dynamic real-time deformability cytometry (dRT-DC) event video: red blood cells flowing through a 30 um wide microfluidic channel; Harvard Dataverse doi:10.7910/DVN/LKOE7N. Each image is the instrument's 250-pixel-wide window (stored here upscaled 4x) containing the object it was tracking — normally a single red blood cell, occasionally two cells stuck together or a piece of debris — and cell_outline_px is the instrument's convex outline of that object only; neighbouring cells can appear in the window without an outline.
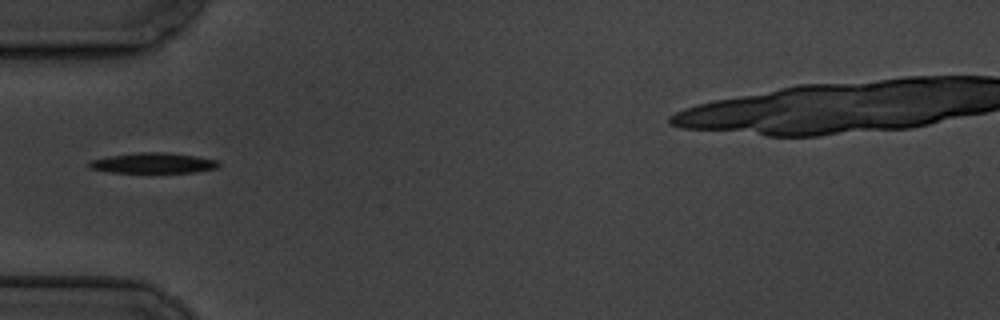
{"species": "common noctule bat (a hibernating species)", "species_latin": "Nyctalus noctula", "temperature_condition": "cold", "stored_images_in_passage": 11, "camera_frame_rate_fps": 3000, "um_per_image_px": 0.085, "animal": {"sex": "male", "body_mass_g": 19.5, "forearm_length_mm": 54.6}, "frame": {"image": 1, "passage_image": 1, "time_ms": 0.0, "image_size_px": [1000, 320], "cell_outline_px": [[220, 164], [216, 168], [196, 172], [108, 172], [88, 168], [88, 164], [92, 160], [108, 156], [140, 152], [160, 152], [196, 156], [216, 160]], "centroid_in_image_um": [12.99, 13.86], "position_along_channel_um": 72.0, "area_um2": 15.2}}
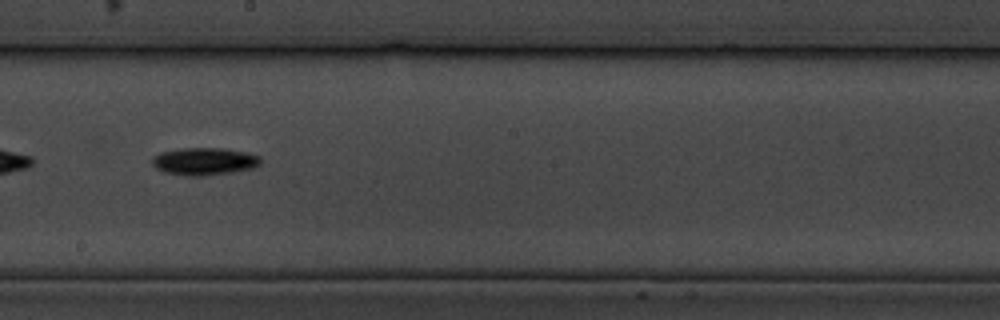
{"frame": {"image": 2, "passage_image": 5, "time_ms": 4.667, "image_size_px": [1000, 320], "cell_outline_px": [[260, 164], [252, 168], [204, 176], [184, 176], [164, 172], [156, 168], [152, 164], [152, 156], [160, 152], [184, 148], [220, 148], [244, 152], [260, 156]], "centroid_in_image_um": [17.31, 13.72], "position_along_channel_um": 230.9, "area_um2": 17.22}}
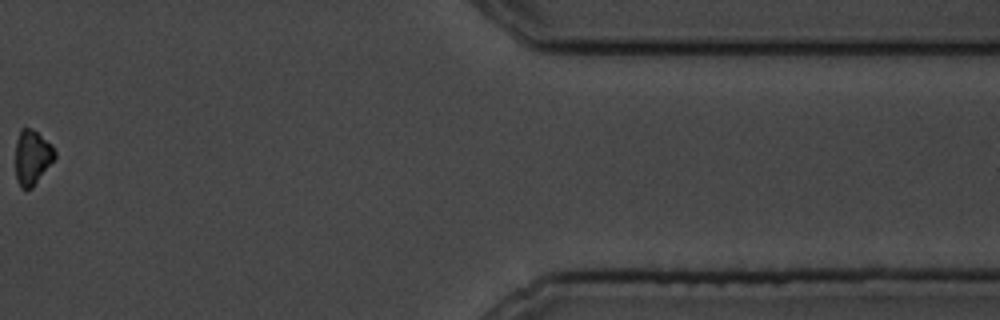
{"frame": {"image": 3, "passage_image": 10, "time_ms": 11.333, "image_size_px": [1000, 320], "cell_outline_px": [[56, 156], [32, 188], [20, 188], [16, 180], [16, 140], [20, 128], [32, 128], [52, 144], [56, 152]], "centroid_in_image_um": [2.73, 13.35], "position_along_channel_um": 408.7, "area_um2": 12.54}, "authors_computed_cell_mechanics": {"area_um2": 15.1436, "velocity_mm_per_s": 3.4112, "shape_relaxation_time_tau1_ms": 2.1169, "shape_relaxation_time_tau2_ms": null, "deformation_change_tau1": 0.0788, "deformation_change_tau2": null}}